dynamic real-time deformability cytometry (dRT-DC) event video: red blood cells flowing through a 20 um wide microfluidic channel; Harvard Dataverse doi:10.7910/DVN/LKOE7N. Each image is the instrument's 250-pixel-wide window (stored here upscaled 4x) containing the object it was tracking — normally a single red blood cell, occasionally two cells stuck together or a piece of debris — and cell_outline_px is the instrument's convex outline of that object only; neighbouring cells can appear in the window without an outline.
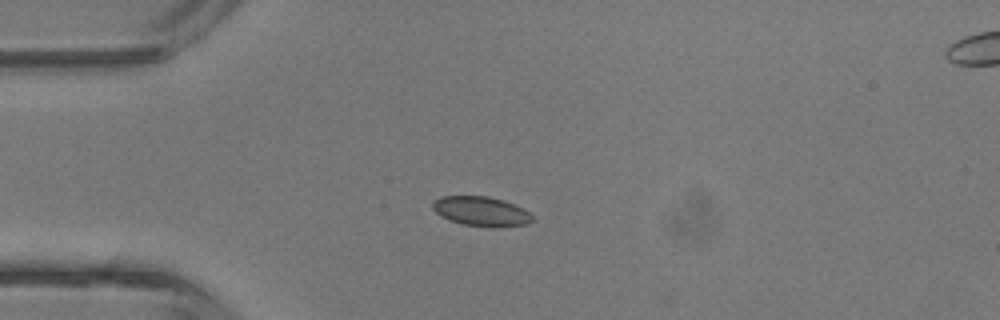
{"species": "common noctule bat (a hibernating species)", "species_latin": "Nyctalus noctula", "temperature_condition": "room temperature", "stored_images_in_passage": 4, "camera_frame_rate_fps": 3000, "um_per_image_px": 0.085, "animal": {"sex": "male", "body_mass_g": 13.3}, "frame": {"image": 1, "passage_image": 3, "time_ms": 3.0, "image_size_px": [1000, 320], "cell_outline_px": [[536, 220], [528, 224], [464, 224], [448, 220], [440, 216], [432, 208], [432, 204], [440, 196], [488, 196], [504, 200], [524, 208]], "centroid_in_image_um": [40.87, 17.9], "position_along_channel_um": 44.1, "area_um2": 16.47}}